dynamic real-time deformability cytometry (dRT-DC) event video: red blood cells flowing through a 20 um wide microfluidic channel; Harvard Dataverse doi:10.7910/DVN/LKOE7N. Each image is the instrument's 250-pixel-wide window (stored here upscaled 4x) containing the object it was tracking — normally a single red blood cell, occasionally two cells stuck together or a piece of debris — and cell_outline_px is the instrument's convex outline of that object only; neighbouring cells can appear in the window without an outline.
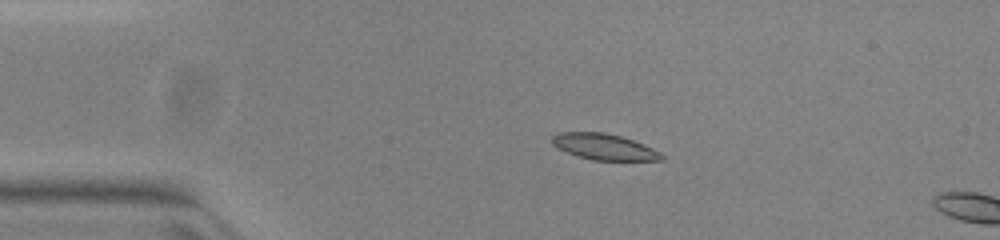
{"species": "common noctule bat (a hibernating species)", "species_latin": "Nyctalus noctula", "temperature_condition": "warm", "stored_images_in_passage": 12, "camera_frame_rate_fps": 3000, "um_per_image_px": 0.085, "animal": {"sex": "female", "body_mass_g": 23.0, "forearm_length_mm": 53.4}, "frame": {"image": 1, "passage_image": 9, "time_ms": 2.667, "image_size_px": [1000, 240], "cell_outline_px": [[664, 160], [592, 160], [568, 152], [552, 144], [552, 136], [560, 132], [604, 132], [620, 136], [644, 144], [660, 152], [664, 156]], "centroid_in_image_um": [51.38, 12.47], "position_along_channel_um": 33.6, "area_um2": 16.36}}